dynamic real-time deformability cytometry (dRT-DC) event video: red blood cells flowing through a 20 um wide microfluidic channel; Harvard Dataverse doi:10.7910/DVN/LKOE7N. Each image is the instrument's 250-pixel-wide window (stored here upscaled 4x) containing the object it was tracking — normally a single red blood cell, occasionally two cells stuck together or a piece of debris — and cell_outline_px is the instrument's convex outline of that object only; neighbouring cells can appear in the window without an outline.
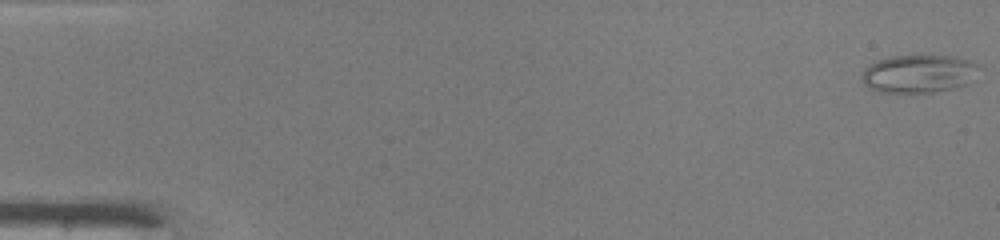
{"species": "common noctule bat (a hibernating species)", "species_latin": "Nyctalus noctula", "temperature_condition": "warm", "stored_images_in_passage": 48, "camera_frame_rate_fps": 3000, "um_per_image_px": 0.085, "animal": {"sex": "male", "body_mass_g": 19.0, "forearm_length_mm": 50.8}, "frame": {"image": 1, "passage_image": 1, "time_ms": 0.0, "image_size_px": [1000, 240], "cell_outline_px": [[980, 64], [964, 84], [952, 88], [932, 92], [880, 92], [868, 88], [860, 80], [860, 76], [864, 68], [876, 60], [888, 56], [956, 56]], "centroid_in_image_um": [77.96, 6.25], "position_along_channel_um": 7.0, "area_um2": 25.66}}
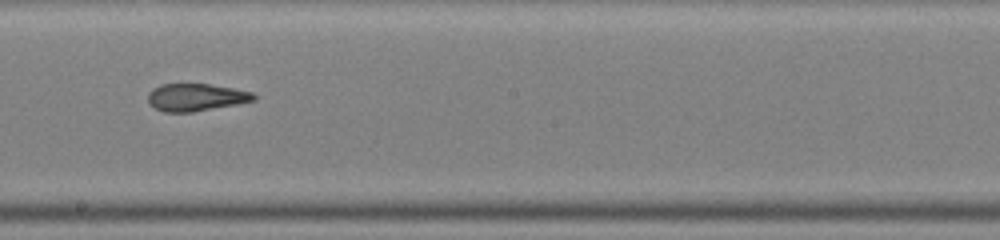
{"frame": {"image": 2, "passage_image": 28, "time_ms": 9.0, "image_size_px": [1000, 240], "cell_outline_px": [[256, 100], [236, 104], [192, 112], [164, 112], [148, 104], [148, 92], [152, 88], [160, 84], [208, 84], [232, 88], [252, 92], [256, 96]], "centroid_in_image_um": [16.61, 8.27], "position_along_channel_um": 231.6, "area_um2": 16.88}}
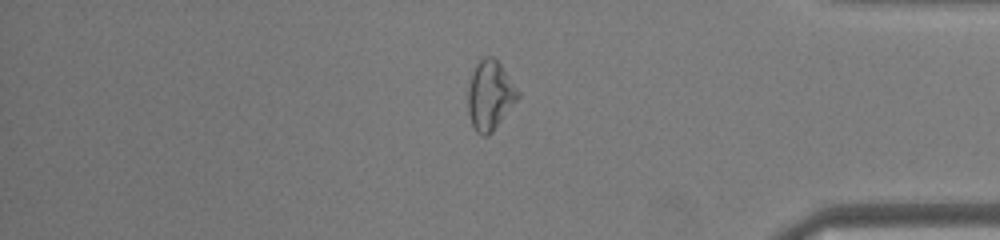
{"frame": {"image": 3, "passage_image": 41, "time_ms": 13.333, "image_size_px": [1000, 240], "cell_outline_px": [[520, 96], [492, 132], [488, 136], [484, 136], [476, 132], [472, 124], [468, 112], [468, 84], [472, 72], [476, 64], [484, 56], [492, 56], [500, 64], [520, 92]], "centroid_in_image_um": [41.64, 8.1], "position_along_channel_um": 393.6, "area_um2": 20.06}, "authors_computed_cell_mechanics": {"area_um2": 19.3341, "velocity_mm_per_s": 4.2477, "shape_relaxation_time_tau1_ms": null, "shape_relaxation_time_tau2_ms": 3.3736, "deformation_change_tau1": null, "deformation_change_tau2": 0.1402}}